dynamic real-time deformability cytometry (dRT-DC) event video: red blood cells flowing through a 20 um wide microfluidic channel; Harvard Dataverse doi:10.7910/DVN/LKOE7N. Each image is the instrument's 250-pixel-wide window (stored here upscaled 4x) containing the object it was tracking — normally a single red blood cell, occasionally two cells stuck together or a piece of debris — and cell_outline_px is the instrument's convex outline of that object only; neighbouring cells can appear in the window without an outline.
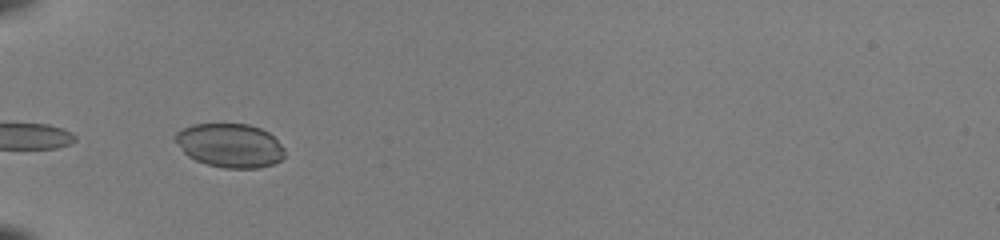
{"species": "common noctule bat (a hibernating species)", "species_latin": "Nyctalus noctula", "temperature_condition": "room temperature", "stored_images_in_passage": 32, "camera_frame_rate_fps": 3000, "um_per_image_px": 0.085, "animal": {"sex": "female", "body_mass_g": 22.0, "forearm_length_mm": 56.7}, "frame": {"image": 1, "passage_image": 1, "time_ms": 0.0, "image_size_px": [1000, 240], "cell_outline_px": [[284, 156], [280, 160], [272, 164], [260, 168], [224, 168], [208, 164], [196, 160], [188, 156], [172, 140], [172, 136], [180, 128], [192, 124], [248, 124], [260, 128], [268, 132], [284, 148]], "centroid_in_image_um": [19.49, 12.35], "position_along_channel_um": 65.5, "area_um2": 28.15}, "authors_computed_cell_mechanics": {"area_um2": 17.0221, "velocity_mm_per_s": 4.0739, "shape_relaxation_time_tau1_ms": 3.6368, "shape_relaxation_time_tau2_ms": 2.5547, "deformation_change_tau1": 0.0863, "deformation_change_tau2": 0.0471}}